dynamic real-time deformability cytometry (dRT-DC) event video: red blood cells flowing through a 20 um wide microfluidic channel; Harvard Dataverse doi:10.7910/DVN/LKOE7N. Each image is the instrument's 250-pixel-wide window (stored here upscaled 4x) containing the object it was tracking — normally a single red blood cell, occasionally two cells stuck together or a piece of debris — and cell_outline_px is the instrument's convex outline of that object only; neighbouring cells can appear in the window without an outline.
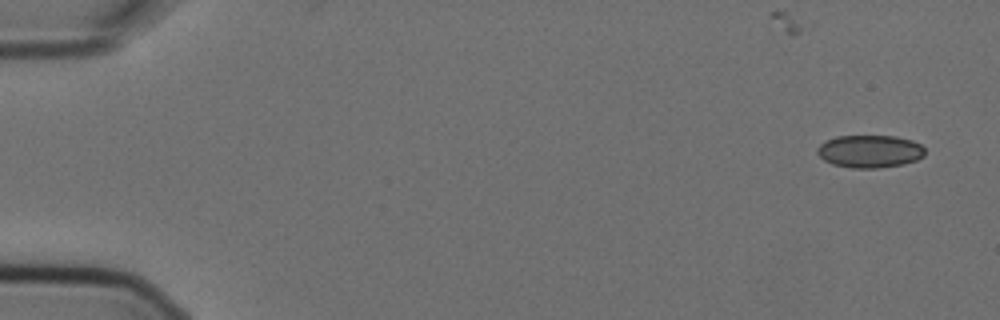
{"species": "Egyptian fruit bat (a non-hibernating species)", "species_latin": "Rousettus aegyptiacus", "temperature_condition": "cold", "stored_images_in_passage": 4, "camera_frame_rate_fps": 3000, "um_per_image_px": 0.085, "animal": {"sex": "female"}, "frame": {"image": 1, "passage_image": 1, "time_ms": 0.0, "image_size_px": [1000, 320], "cell_outline_px": [[924, 156], [916, 160], [904, 164], [880, 168], [852, 168], [832, 164], [824, 160], [816, 152], [816, 148], [824, 140], [836, 136], [896, 136], [912, 140], [920, 144], [924, 148]], "centroid_in_image_um": [73.91, 12.86], "position_along_channel_um": 11.1, "area_um2": 20.69}}